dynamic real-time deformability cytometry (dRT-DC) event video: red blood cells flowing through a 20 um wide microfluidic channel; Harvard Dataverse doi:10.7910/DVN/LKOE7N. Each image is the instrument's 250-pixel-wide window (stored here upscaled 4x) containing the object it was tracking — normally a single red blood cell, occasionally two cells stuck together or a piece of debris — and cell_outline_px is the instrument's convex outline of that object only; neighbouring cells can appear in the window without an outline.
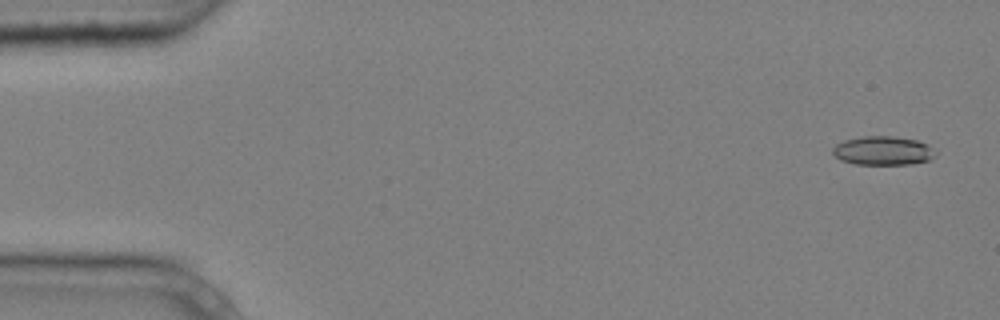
{"species": "common noctule bat (a hibernating species)", "species_latin": "Nyctalus noctula", "temperature_condition": "cold", "stored_images_in_passage": 6, "camera_frame_rate_fps": 3000, "um_per_image_px": 0.085, "animal": {"sex": "male", "body_mass_g": 20.4}, "frame": {"image": 1, "passage_image": 1, "time_ms": 0.0, "image_size_px": [1000, 320], "cell_outline_px": [[936, 156], [928, 160], [912, 164], [856, 164], [840, 160], [832, 152], [832, 148], [836, 144], [844, 140], [864, 136], [892, 136], [916, 140], [928, 144], [936, 152]], "centroid_in_image_um": [75.06, 12.81], "position_along_channel_um": 9.9, "area_um2": 17.28}}
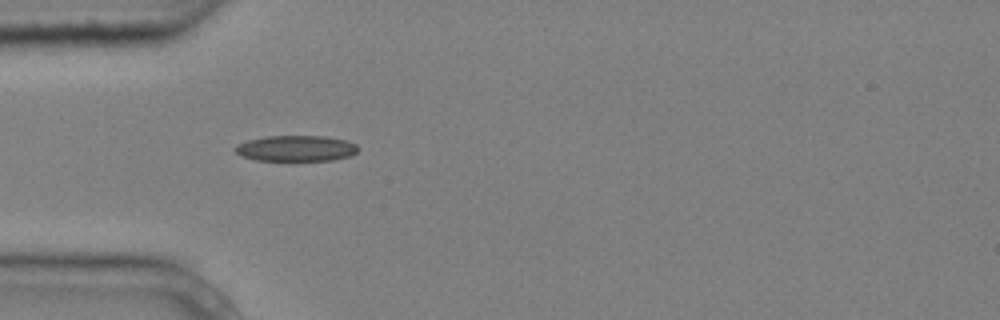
{"frame": {"image": 2, "passage_image": 5, "time_ms": 1.333, "image_size_px": [1000, 320], "cell_outline_px": [[360, 148], [352, 156], [332, 160], [256, 160], [240, 156], [232, 148], [236, 144], [248, 140], [268, 136], [324, 136], [348, 140], [356, 144]], "centroid_in_image_um": [25.17, 12.61], "position_along_channel_um": 59.8, "area_um2": 18.67}}
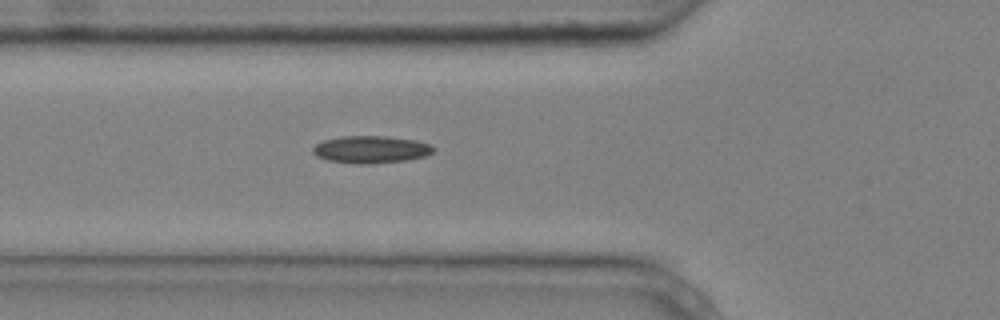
{"frame": {"image": 3, "passage_image": 6, "time_ms": 1.667, "image_size_px": [1000, 320], "cell_outline_px": [[436, 148], [432, 152], [424, 156], [404, 160], [372, 164], [356, 164], [328, 160], [316, 156], [312, 152], [312, 148], [316, 144], [324, 140], [340, 136], [384, 136], [416, 140], [432, 144]], "centroid_in_image_um": [31.52, 12.7], "position_along_channel_um": 94.3, "area_um2": 19.25}}